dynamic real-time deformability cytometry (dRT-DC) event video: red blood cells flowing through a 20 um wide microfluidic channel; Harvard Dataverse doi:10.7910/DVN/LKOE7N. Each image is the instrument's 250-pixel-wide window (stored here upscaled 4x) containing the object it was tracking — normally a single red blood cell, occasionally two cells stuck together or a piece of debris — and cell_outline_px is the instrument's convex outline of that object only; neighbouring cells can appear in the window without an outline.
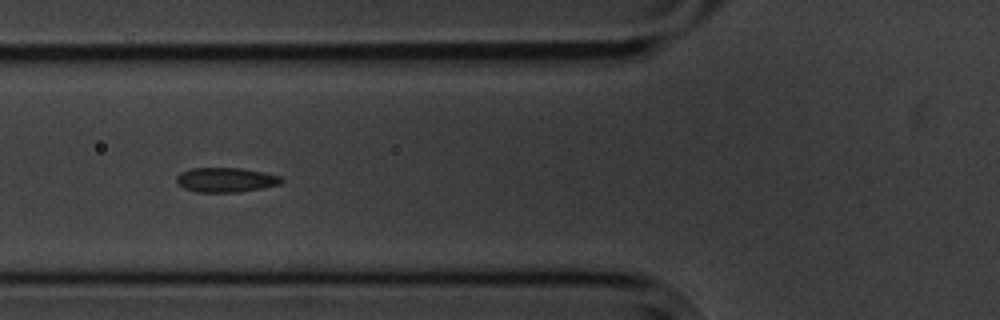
{"species": "common noctule bat (a hibernating species)", "species_latin": "Nyctalus noctula", "temperature_condition": "cold", "stored_images_in_passage": 5, "camera_frame_rate_fps": 3000, "um_per_image_px": 0.085, "animal": {"sex": "male", "body_mass_g": 20.1, "forearm_length_mm": 53.5}, "frame": {"image": 1, "passage_image": 5, "time_ms": 4.667, "image_size_px": [1000, 320], "cell_outline_px": [[284, 180], [280, 184], [260, 188], [236, 192], [196, 192], [184, 188], [176, 180], [176, 176], [180, 172], [192, 168], [244, 168], [264, 172], [280, 176]], "centroid_in_image_um": [19.19, 15.28], "position_along_channel_um": 106.6, "area_um2": 14.97}}